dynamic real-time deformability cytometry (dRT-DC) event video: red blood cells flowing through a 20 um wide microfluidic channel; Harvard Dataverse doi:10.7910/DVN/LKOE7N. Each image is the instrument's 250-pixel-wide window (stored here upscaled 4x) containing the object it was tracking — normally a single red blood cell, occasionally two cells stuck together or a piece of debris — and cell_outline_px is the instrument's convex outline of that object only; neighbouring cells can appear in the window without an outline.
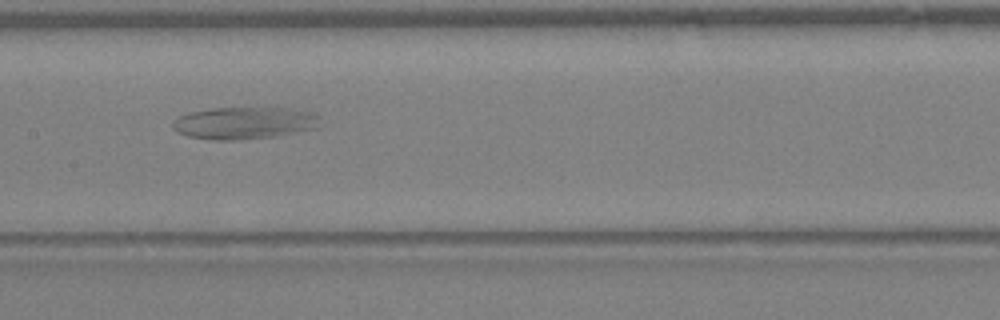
{"species": "Egyptian fruit bat (a non-hibernating species)", "species_latin": "Rousettus aegyptiacus", "temperature_condition": "warm", "stored_images_in_passage": 37, "camera_frame_rate_fps": 3000, "um_per_image_px": 0.085, "animal": {"sex": "female"}, "frame": {"image": 1, "passage_image": 17, "time_ms": 5.333, "image_size_px": [1000, 320], "cell_outline_px": [[320, 116], [316, 128], [272, 136], [240, 140], [212, 140], [188, 136], [176, 132], [172, 128], [172, 124], [180, 116], [192, 112], [212, 108], [296, 108], [312, 112]], "centroid_in_image_um": [20.76, 10.45], "position_along_channel_um": 186.6, "area_um2": 27.46}}
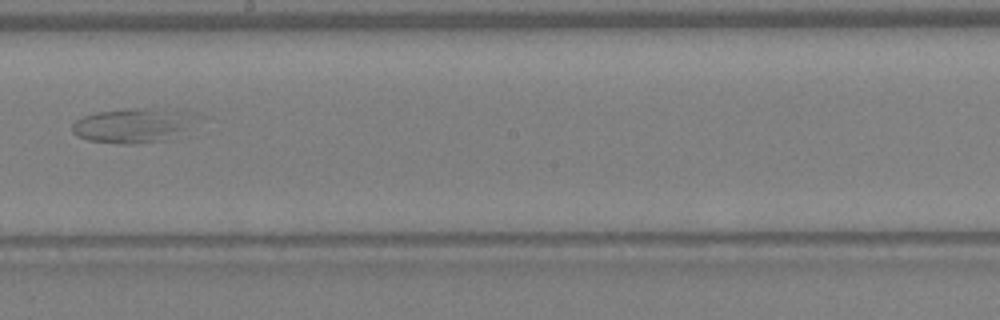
{"frame": {"image": 2, "passage_image": 20, "time_ms": 6.333, "image_size_px": [1000, 320], "cell_outline_px": [[208, 116], [196, 136], [172, 140], [132, 144], [124, 144], [88, 140], [76, 136], [72, 132], [72, 124], [76, 120], [84, 116], [96, 112], [128, 108], [176, 108], [196, 112]], "centroid_in_image_um": [11.81, 10.66], "position_along_channel_um": 236.4, "area_um2": 28.09}}
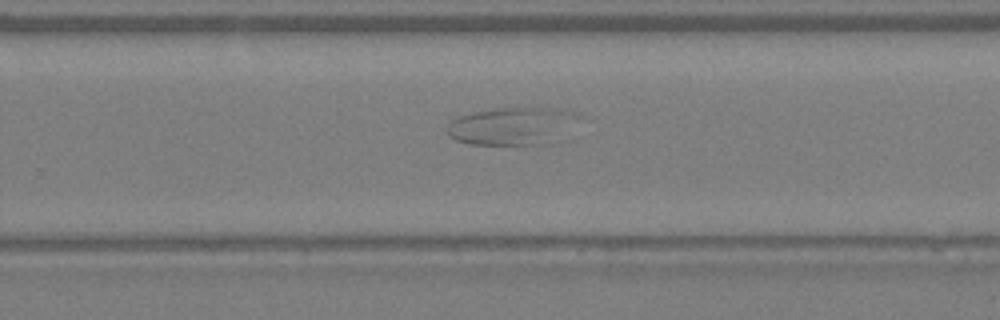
{"frame": {"image": 3, "passage_image": 23, "time_ms": 7.333, "image_size_px": [1000, 320], "cell_outline_px": [[580, 116], [552, 144], [468, 144], [456, 140], [448, 136], [444, 128], [456, 116], [496, 108], [556, 108], [572, 112]], "centroid_in_image_um": [43.45, 10.72], "position_along_channel_um": 286.3, "area_um2": 28.73}}